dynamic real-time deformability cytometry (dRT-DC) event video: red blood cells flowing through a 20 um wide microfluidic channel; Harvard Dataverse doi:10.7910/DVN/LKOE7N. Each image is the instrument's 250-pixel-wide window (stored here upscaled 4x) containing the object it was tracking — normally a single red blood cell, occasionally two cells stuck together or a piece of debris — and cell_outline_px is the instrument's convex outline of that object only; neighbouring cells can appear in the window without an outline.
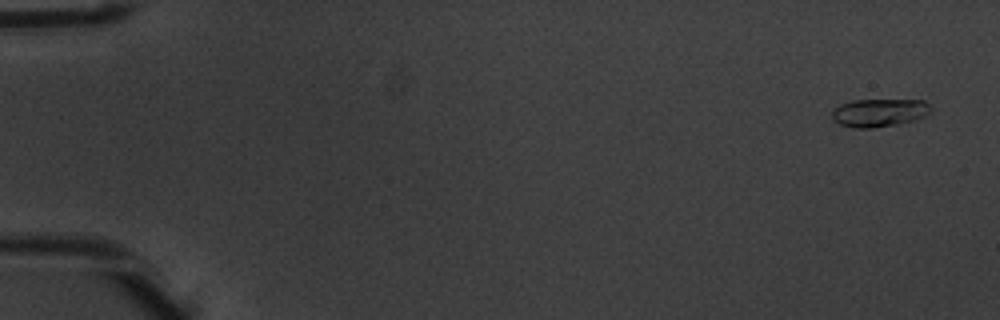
{"species": "common noctule bat (a hibernating species)", "species_latin": "Nyctalus noctula", "temperature_condition": "warm", "stored_images_in_passage": 6, "camera_frame_rate_fps": 3000, "um_per_image_px": 0.085, "animal": {"sex": "male", "body_mass_g": 20.1, "forearm_length_mm": 53.5}, "frame": {"image": 1, "passage_image": 1, "time_ms": 0.0, "image_size_px": [1000, 320], "cell_outline_px": [[932, 112], [928, 116], [916, 120], [896, 124], [872, 128], [856, 128], [840, 124], [832, 116], [832, 112], [840, 104], [852, 100], [924, 100], [932, 108]], "centroid_in_image_um": [74.81, 9.57], "position_along_channel_um": 10.2, "area_um2": 16.18}}